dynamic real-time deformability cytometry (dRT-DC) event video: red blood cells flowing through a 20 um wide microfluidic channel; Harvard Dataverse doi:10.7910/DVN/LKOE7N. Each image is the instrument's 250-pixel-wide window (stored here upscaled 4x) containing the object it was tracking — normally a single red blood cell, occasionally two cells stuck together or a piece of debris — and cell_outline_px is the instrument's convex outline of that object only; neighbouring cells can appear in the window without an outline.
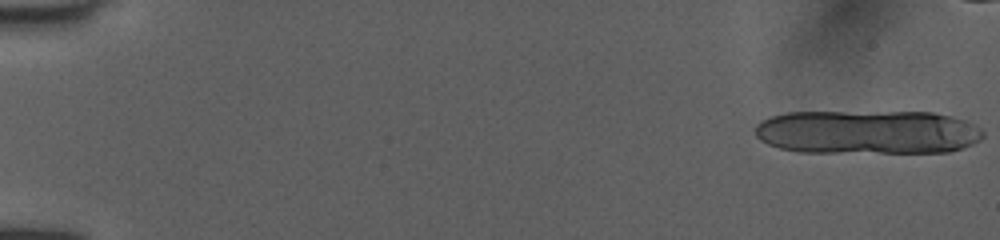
{"species": "human", "species_latin": "Homo sapiens", "temperature_condition": "room temperature", "stored_images_in_passage": 14, "camera_frame_rate_fps": 3000, "um_per_image_px": 0.085, "donor": {"sex": "female"}, "frame": {"image": 1, "passage_image": 1, "time_ms": 0.0, "image_size_px": [1000, 240], "cell_outline_px": [[984, 136], [980, 140], [972, 144], [948, 152], [800, 152], [780, 148], [768, 144], [760, 140], [756, 136], [756, 124], [760, 120], [772, 116], [788, 112], [932, 112], [952, 116], [964, 120], [980, 128], [984, 132]], "centroid_in_image_um": [73.73, 11.22], "position_along_channel_um": 11.3, "area_um2": 58.67}}